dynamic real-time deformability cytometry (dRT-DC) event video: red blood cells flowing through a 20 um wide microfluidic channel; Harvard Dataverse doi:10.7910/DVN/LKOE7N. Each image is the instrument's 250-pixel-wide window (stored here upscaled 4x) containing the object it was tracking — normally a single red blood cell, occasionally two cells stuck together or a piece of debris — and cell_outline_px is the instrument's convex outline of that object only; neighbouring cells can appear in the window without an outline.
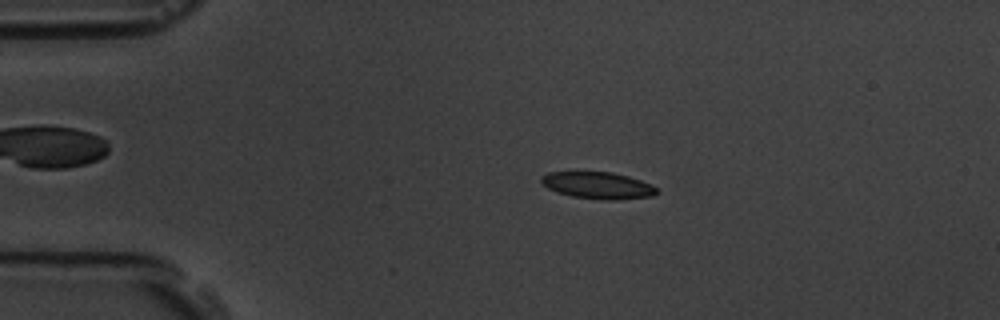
{"species": "common noctule bat (a hibernating species)", "species_latin": "Nyctalus noctula", "temperature_condition": "room temperature", "stored_images_in_passage": 5, "camera_frame_rate_fps": 3000, "um_per_image_px": 0.085, "animal": {"sex": "male", "body_mass_g": 19.5, "forearm_length_mm": 54.6}, "frame": {"image": 1, "passage_image": 3, "time_ms": 2.333, "image_size_px": [1000, 320], "cell_outline_px": [[660, 192], [652, 196], [616, 200], [604, 200], [572, 196], [556, 192], [548, 188], [540, 180], [540, 176], [548, 172], [612, 172], [628, 176], [652, 184]], "centroid_in_image_um": [50.83, 15.76], "position_along_channel_um": 34.2, "area_um2": 18.09}}